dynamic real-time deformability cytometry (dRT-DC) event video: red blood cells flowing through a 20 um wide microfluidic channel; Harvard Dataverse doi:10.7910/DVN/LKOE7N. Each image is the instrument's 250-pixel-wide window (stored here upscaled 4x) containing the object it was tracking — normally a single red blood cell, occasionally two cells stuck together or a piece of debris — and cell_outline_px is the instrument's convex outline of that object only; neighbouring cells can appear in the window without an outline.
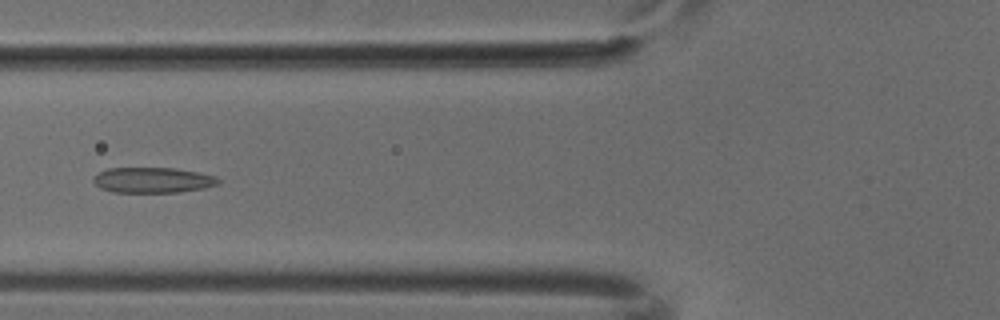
{"species": "common noctule bat (a hibernating species)", "species_latin": "Nyctalus noctula", "temperature_condition": "cold", "stored_images_in_passage": 6, "camera_frame_rate_fps": 3000, "um_per_image_px": 0.085, "animal": {"sex": "male", "body_mass_g": 18.8}, "frame": {"image": 1, "passage_image": 5, "time_ms": 1.333, "image_size_px": [1000, 320], "cell_outline_px": [[220, 184], [204, 188], [180, 192], [112, 192], [100, 188], [92, 180], [100, 172], [108, 168], [176, 168], [216, 176], [220, 180]], "centroid_in_image_um": [13.01, 15.31], "position_along_channel_um": 112.8, "area_um2": 18.5}}
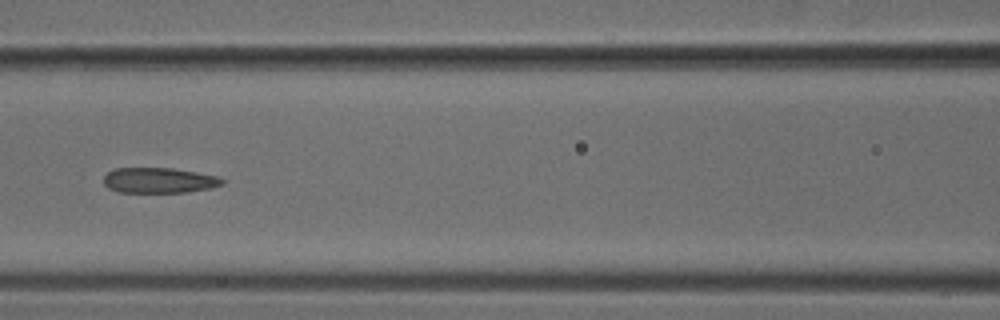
{"frame": {"image": 2, "passage_image": 6, "time_ms": 1.667, "image_size_px": [1000, 320], "cell_outline_px": [[224, 184], [212, 188], [188, 192], [120, 192], [108, 188], [104, 184], [104, 176], [108, 172], [116, 168], [172, 168], [220, 176], [224, 180]], "centroid_in_image_um": [13.56, 15.33], "position_along_channel_um": 153.0, "area_um2": 17.63}}